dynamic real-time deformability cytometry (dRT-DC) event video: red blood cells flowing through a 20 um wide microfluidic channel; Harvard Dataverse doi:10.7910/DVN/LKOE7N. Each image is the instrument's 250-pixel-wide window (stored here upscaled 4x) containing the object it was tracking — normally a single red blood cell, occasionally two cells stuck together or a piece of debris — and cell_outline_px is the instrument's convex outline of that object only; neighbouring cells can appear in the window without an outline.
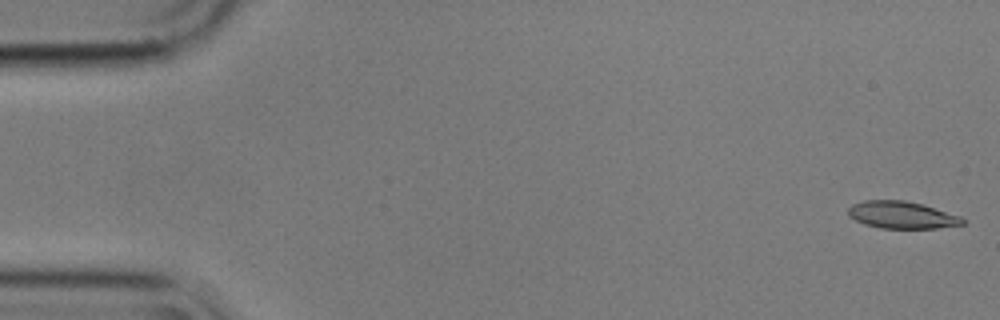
{"species": "common noctule bat (a hibernating species)", "species_latin": "Nyctalus noctula", "temperature_condition": "cold", "stored_images_in_passage": 56, "camera_frame_rate_fps": 3000, "um_per_image_px": 0.085, "animal": {"sex": "male", "body_mass_g": 17.9}, "frame": {"image": 1, "passage_image": 1, "time_ms": 0.0, "image_size_px": [1000, 320], "cell_outline_px": [[968, 220], [964, 224], [936, 228], [880, 228], [864, 224], [848, 216], [848, 208], [852, 204], [864, 200], [904, 200], [920, 204], [960, 216]], "centroid_in_image_um": [76.64, 18.27], "position_along_channel_um": 8.4, "area_um2": 18.03}}
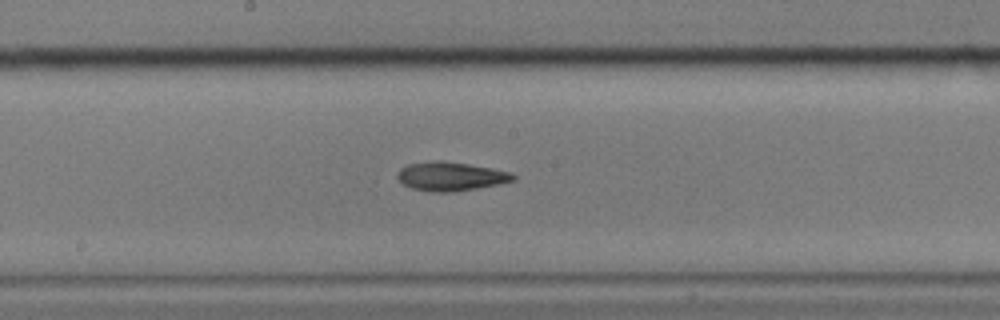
{"frame": {"image": 2, "passage_image": 29, "time_ms": 9.333, "image_size_px": [1000, 320], "cell_outline_px": [[516, 180], [500, 184], [452, 192], [432, 192], [412, 188], [404, 184], [396, 176], [396, 172], [400, 168], [408, 164], [432, 160], [440, 160], [468, 164], [492, 168], [512, 172], [516, 176]], "centroid_in_image_um": [38.32, 14.98], "position_along_channel_um": 209.9, "area_um2": 19.59}}
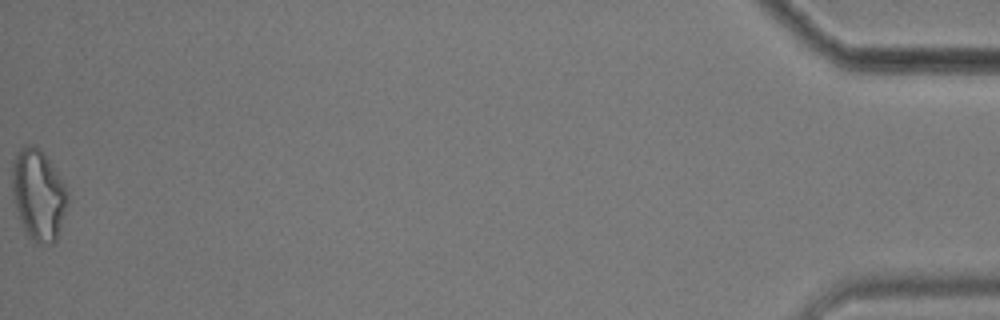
{"frame": {"image": 3, "passage_image": 56, "time_ms": 18.333, "image_size_px": [1000, 320], "cell_outline_px": [[68, 204], [56, 240], [52, 244], [36, 244], [28, 236], [24, 228], [12, 192], [12, 160], [16, 152], [20, 148], [28, 144], [36, 144], [48, 160], [64, 184], [68, 196]], "centroid_in_image_um": [3.26, 16.54], "position_along_channel_um": 431.9, "area_um2": 29.07}, "authors_computed_cell_mechanics": {"area_um2": 19.363, "velocity_mm_per_s": 3.5617, "shape_relaxation_time_tau1_ms": 8.936, "shape_relaxation_time_tau2_ms": 7.1059, "deformation_change_tau1": 0.1722, "deformation_change_tau2": 0.1737}}